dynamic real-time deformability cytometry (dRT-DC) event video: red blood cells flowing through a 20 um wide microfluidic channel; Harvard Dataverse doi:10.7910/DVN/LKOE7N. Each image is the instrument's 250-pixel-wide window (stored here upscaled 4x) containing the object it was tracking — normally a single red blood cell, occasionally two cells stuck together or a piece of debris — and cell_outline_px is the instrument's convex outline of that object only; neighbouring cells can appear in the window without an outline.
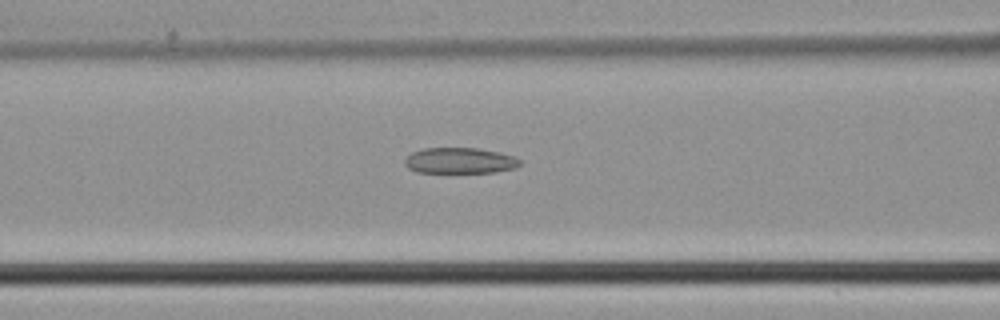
{"species": "common noctule bat (a hibernating species)", "species_latin": "Nyctalus noctula", "temperature_condition": "cold", "stored_images_in_passage": 46, "camera_frame_rate_fps": 3000, "um_per_image_px": 0.085, "animal": {"sex": "male", "body_mass_g": 21.5, "forearm_length_mm": 52.0}, "frame": {"image": 1, "passage_image": 19, "time_ms": 6.0, "image_size_px": [1000, 320], "cell_outline_px": [[520, 164], [516, 168], [496, 172], [416, 172], [408, 168], [404, 164], [404, 160], [412, 152], [424, 148], [480, 148], [500, 152], [512, 156], [520, 160]], "centroid_in_image_um": [39.08, 13.65], "position_along_channel_um": 127.5, "area_um2": 17.34}}
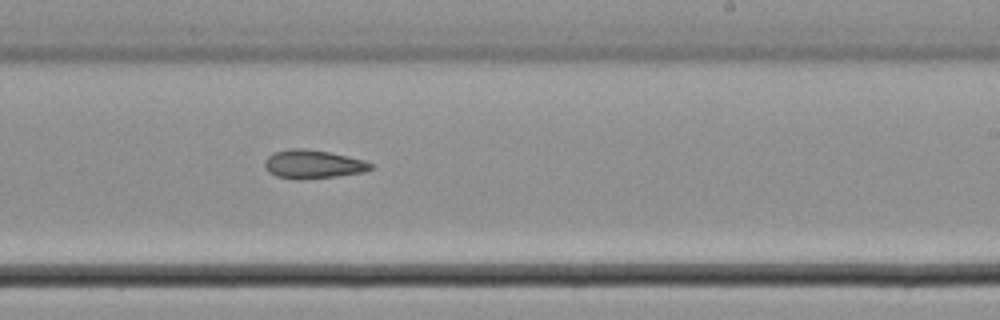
{"frame": {"image": 2, "passage_image": 28, "time_ms": 9.0, "image_size_px": [1000, 320], "cell_outline_px": [[372, 168], [364, 172], [336, 176], [300, 180], [276, 176], [268, 172], [264, 164], [264, 160], [272, 152], [288, 148], [304, 148], [328, 152], [348, 156], [364, 160], [372, 164]], "centroid_in_image_um": [26.56, 13.95], "position_along_channel_um": 262.4, "area_um2": 17.74}}
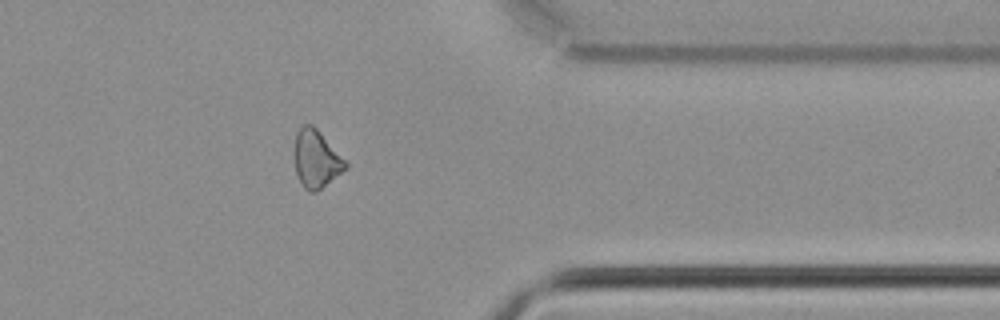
{"frame": {"image": 3, "passage_image": 37, "time_ms": 12.0, "image_size_px": [1000, 320], "cell_outline_px": [[348, 168], [316, 192], [308, 192], [304, 188], [296, 172], [296, 132], [304, 124], [312, 124], [320, 132], [348, 164]], "centroid_in_image_um": [26.9, 13.53], "position_along_channel_um": 384.5, "area_um2": 16.7}}